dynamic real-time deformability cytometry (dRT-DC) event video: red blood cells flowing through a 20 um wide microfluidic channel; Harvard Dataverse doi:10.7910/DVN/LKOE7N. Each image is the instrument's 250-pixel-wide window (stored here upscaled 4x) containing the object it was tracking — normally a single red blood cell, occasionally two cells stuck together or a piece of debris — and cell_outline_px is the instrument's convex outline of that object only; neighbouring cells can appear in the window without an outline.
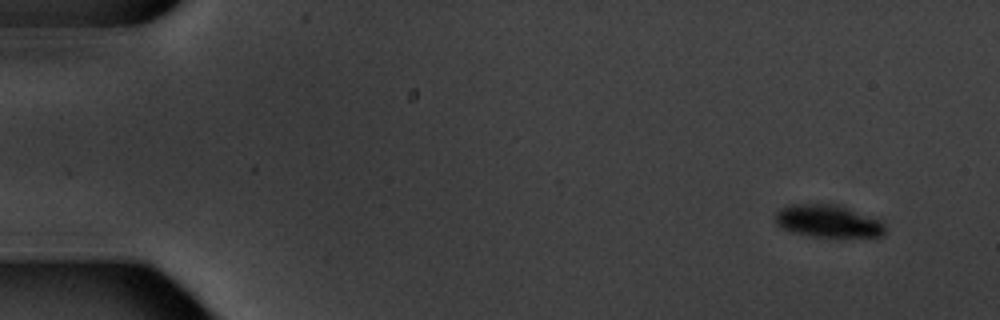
{"species": "common noctule bat (a hibernating species)", "species_latin": "Nyctalus noctula", "temperature_condition": "warm", "stored_images_in_passage": 5, "camera_frame_rate_fps": 3000, "um_per_image_px": 0.085, "animal": {"sex": "male", "body_mass_g": 20.1, "forearm_length_mm": 53.5}, "frame": {"image": 1, "passage_image": 1, "time_ms": 0.0, "image_size_px": [1000, 320], "cell_outline_px": [[884, 236], [808, 236], [792, 232], [776, 224], [776, 212], [780, 208], [788, 204], [840, 204], [880, 220], [884, 224]], "centroid_in_image_um": [70.36, 18.77], "position_along_channel_um": 14.6, "area_um2": 20.69}}
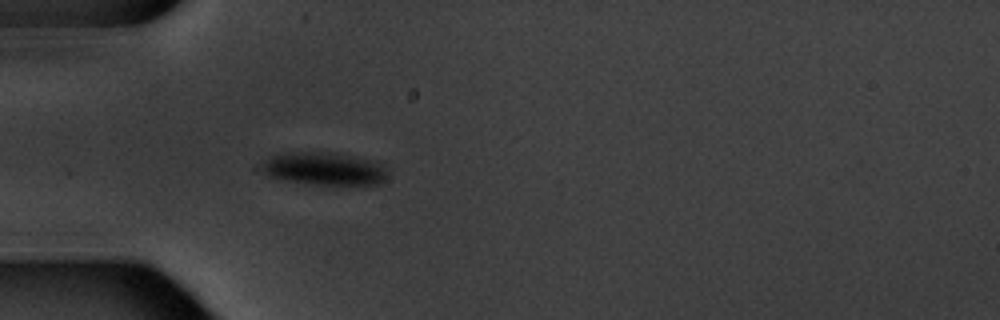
{"frame": {"image": 2, "passage_image": 5, "time_ms": 4.667, "image_size_px": [1000, 320], "cell_outline_px": [[388, 172], [384, 180], [380, 184], [316, 184], [284, 180], [268, 176], [260, 172], [260, 164], [264, 160], [272, 156], [292, 152], [332, 152], [368, 160], [384, 164]], "centroid_in_image_um": [27.51, 14.34], "position_along_channel_um": 57.5, "area_um2": 23.99}}